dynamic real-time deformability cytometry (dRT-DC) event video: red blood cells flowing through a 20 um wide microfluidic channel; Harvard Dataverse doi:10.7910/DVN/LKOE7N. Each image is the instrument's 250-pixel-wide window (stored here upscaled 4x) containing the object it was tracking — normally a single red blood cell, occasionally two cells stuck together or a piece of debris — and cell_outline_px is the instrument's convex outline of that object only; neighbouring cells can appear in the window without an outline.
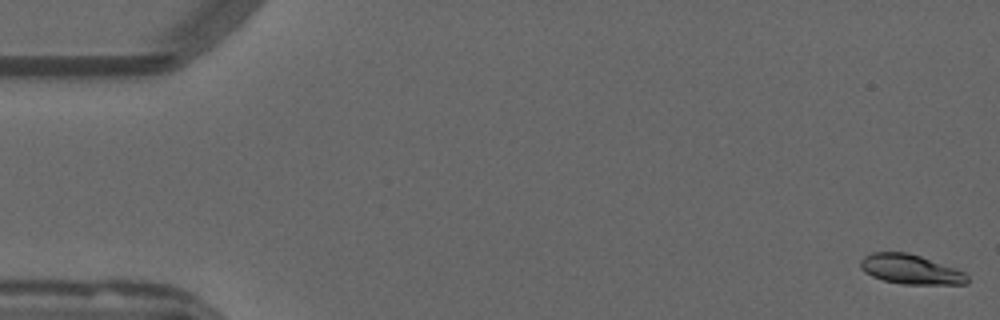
{"species": "common noctule bat (a hibernating species)", "species_latin": "Nyctalus noctula", "temperature_condition": "warm", "stored_images_in_passage": 54, "camera_frame_rate_fps": 3000, "um_per_image_px": 0.085, "animal": {"sex": "male", "forearm_length_mm": 52.5}, "frame": {"image": 1, "passage_image": 1, "time_ms": 0.0, "image_size_px": [1000, 320], "cell_outline_px": [[968, 284], [904, 284], [884, 280], [872, 276], [864, 272], [860, 268], [860, 260], [864, 256], [872, 252], [908, 252], [920, 256], [964, 272], [968, 276]], "centroid_in_image_um": [77.36, 22.89], "position_along_channel_um": 7.6, "area_um2": 18.26}}
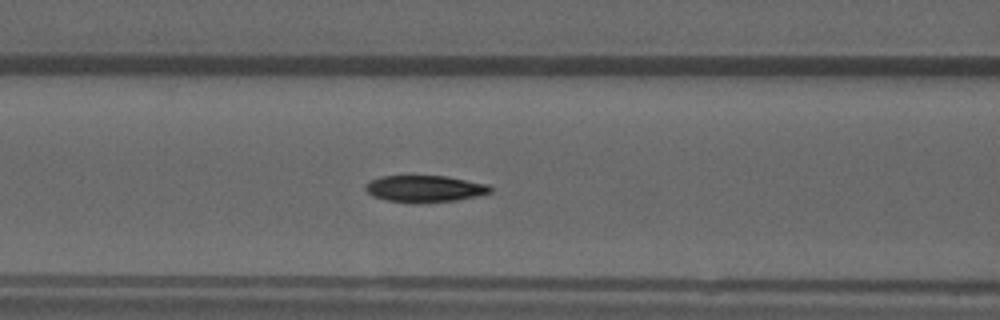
{"frame": {"image": 2, "passage_image": 22, "time_ms": 7.0, "image_size_px": [1000, 320], "cell_outline_px": [[492, 192], [476, 196], [456, 200], [388, 200], [372, 196], [364, 188], [372, 180], [380, 176], [448, 176], [488, 184], [492, 188]], "centroid_in_image_um": [36.15, 15.99], "position_along_channel_um": 130.4, "area_um2": 18.5}}
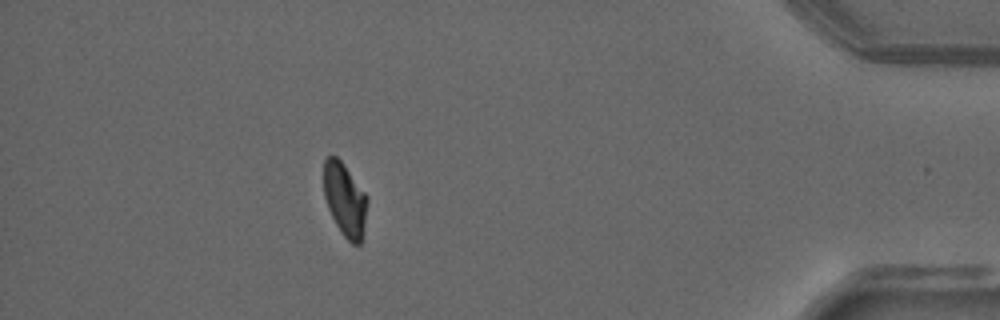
{"frame": {"image": 3, "passage_image": 48, "time_ms": 15.667, "image_size_px": [1000, 320], "cell_outline_px": [[368, 200], [364, 232], [360, 244], [352, 244], [344, 236], [336, 224], [328, 208], [324, 196], [324, 160], [328, 156], [336, 156], [340, 160], [368, 196]], "centroid_in_image_um": [29.33, 16.98], "position_along_channel_um": 405.9, "area_um2": 18.55}, "authors_computed_cell_mechanics": {"area_um2": 19.4208, "velocity_mm_per_s": 3.7989, "shape_relaxation_time_tau1_ms": 7.6071, "shape_relaxation_time_tau2_ms": 2.3669, "deformation_change_tau1": 0.2322, "deformation_change_tau2": 0.058}}